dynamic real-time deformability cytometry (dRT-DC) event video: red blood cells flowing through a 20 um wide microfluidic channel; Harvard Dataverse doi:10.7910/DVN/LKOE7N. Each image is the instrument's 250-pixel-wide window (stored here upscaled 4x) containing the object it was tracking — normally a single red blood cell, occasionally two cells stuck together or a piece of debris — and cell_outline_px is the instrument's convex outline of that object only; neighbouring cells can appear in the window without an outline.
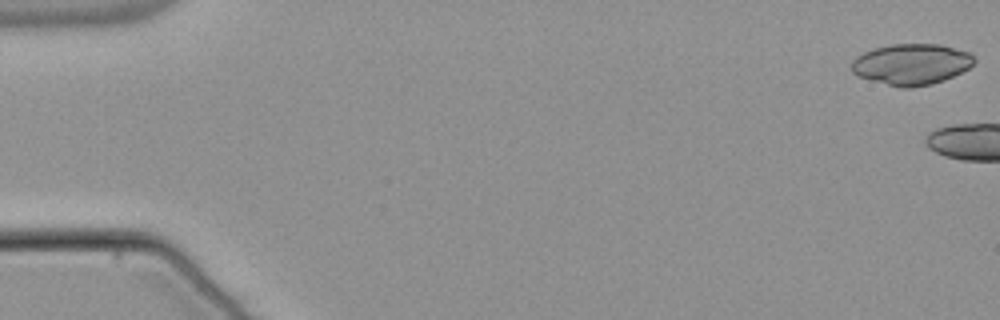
{"species": "common noctule bat (a hibernating species)", "species_latin": "Nyctalus noctula", "temperature_condition": "warm", "stored_images_in_passage": 6, "camera_frame_rate_fps": 3000, "um_per_image_px": 0.085, "animal": {"sex": "male", "body_mass_g": 21.5, "forearm_length_mm": 52.0}, "frame": {"image": 1, "passage_image": 1, "time_ms": 0.0, "image_size_px": [1000, 320], "cell_outline_px": [[976, 60], [968, 68], [944, 80], [932, 84], [912, 88], [900, 88], [856, 76], [852, 72], [852, 60], [856, 56], [864, 52], [876, 48], [892, 44], [940, 44], [968, 52]], "centroid_in_image_um": [77.44, 5.47], "position_along_channel_um": 7.6, "area_um2": 29.25}}